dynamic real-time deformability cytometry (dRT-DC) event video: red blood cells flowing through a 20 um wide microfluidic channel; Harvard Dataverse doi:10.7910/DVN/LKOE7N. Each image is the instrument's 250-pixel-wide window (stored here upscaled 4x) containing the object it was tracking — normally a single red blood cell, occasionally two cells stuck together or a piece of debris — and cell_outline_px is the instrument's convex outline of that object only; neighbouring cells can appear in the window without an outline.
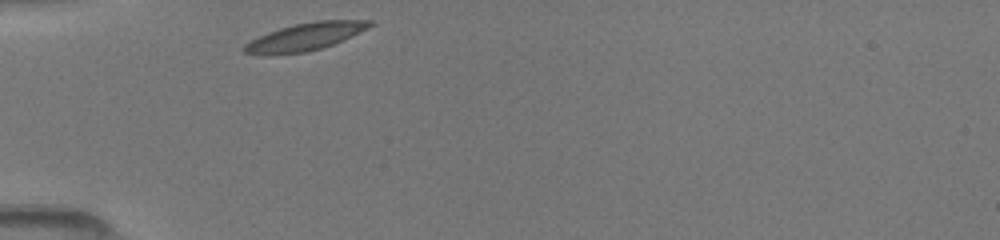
{"species": "common noctule bat (a hibernating species)", "species_latin": "Nyctalus noctula", "temperature_condition": "room temperature", "stored_images_in_passage": 16, "camera_frame_rate_fps": 3000, "um_per_image_px": 0.085, "animal": {"sex": "female", "body_mass_g": 19.5, "forearm_length_mm": 54.1}, "frame": {"image": 1, "passage_image": 1, "time_ms": 0.0, "image_size_px": [1000, 240], "cell_outline_px": [[376, 24], [368, 28], [332, 44], [320, 48], [304, 52], [272, 56], [260, 56], [244, 52], [240, 48], [244, 44], [268, 32], [280, 28], [296, 24], [316, 20], [372, 20]], "centroid_in_image_um": [25.88, 3.14], "position_along_channel_um": 59.1, "area_um2": 20.23}}
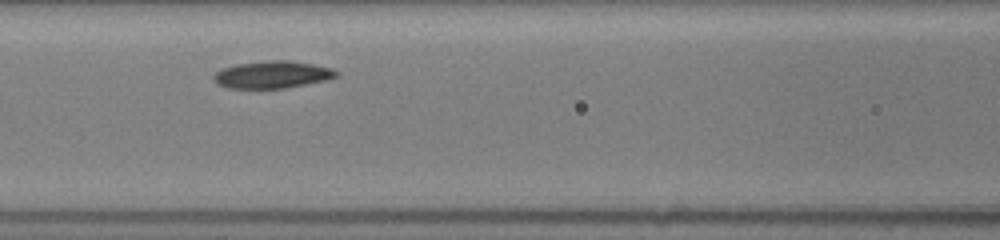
{"frame": {"image": 2, "passage_image": 7, "time_ms": 2.333, "image_size_px": [1000, 240], "cell_outline_px": [[340, 72], [336, 76], [328, 80], [284, 88], [228, 88], [216, 84], [212, 76], [220, 68], [236, 64], [268, 60], [288, 60], [312, 64], [332, 68]], "centroid_in_image_um": [23.13, 6.34], "position_along_channel_um": 143.5, "area_um2": 19.59}}
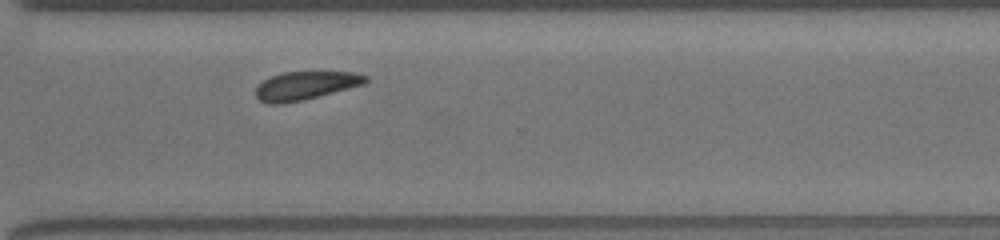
{"frame": {"image": 3, "passage_image": 16, "time_ms": 7.333, "image_size_px": [1000, 240], "cell_outline_px": [[368, 80], [364, 84], [304, 100], [284, 104], [268, 104], [260, 100], [256, 96], [256, 88], [264, 80], [272, 76], [284, 72], [356, 72], [368, 76]], "centroid_in_image_um": [25.98, 7.28], "position_along_channel_um": 344.6, "area_um2": 18.09}}